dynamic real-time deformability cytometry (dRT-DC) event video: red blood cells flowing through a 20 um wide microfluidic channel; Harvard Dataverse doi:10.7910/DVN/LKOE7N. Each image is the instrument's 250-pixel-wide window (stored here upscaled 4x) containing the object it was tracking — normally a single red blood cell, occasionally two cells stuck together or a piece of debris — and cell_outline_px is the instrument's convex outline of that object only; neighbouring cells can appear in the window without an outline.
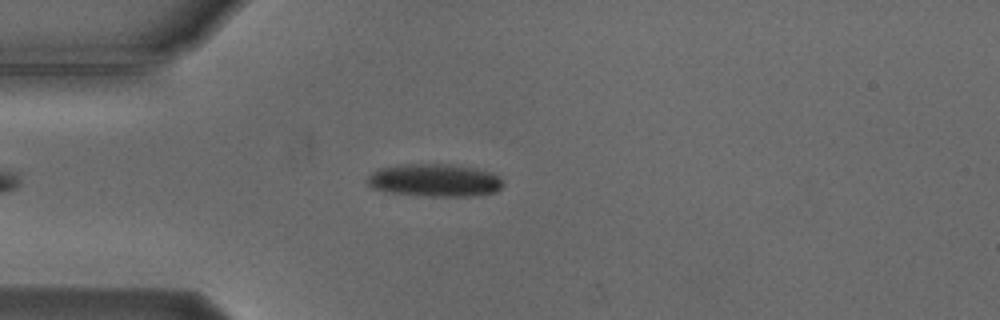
{"species": "Egyptian fruit bat (a non-hibernating species)", "species_latin": "Rousettus aegyptiacus", "temperature_condition": "cold", "stored_images_in_passage": 4, "camera_frame_rate_fps": 3000, "um_per_image_px": 0.085, "animal": {"sex": "male"}, "frame": {"image": 1, "passage_image": 3, "time_ms": 3.333, "image_size_px": [1000, 320], "cell_outline_px": [[504, 184], [496, 192], [472, 196], [428, 196], [392, 192], [372, 188], [368, 184], [368, 176], [372, 172], [380, 168], [404, 164], [448, 164], [476, 168], [492, 172], [500, 176]], "centroid_in_image_um": [37.0, 15.32], "position_along_channel_um": 48.0, "area_um2": 25.84}}